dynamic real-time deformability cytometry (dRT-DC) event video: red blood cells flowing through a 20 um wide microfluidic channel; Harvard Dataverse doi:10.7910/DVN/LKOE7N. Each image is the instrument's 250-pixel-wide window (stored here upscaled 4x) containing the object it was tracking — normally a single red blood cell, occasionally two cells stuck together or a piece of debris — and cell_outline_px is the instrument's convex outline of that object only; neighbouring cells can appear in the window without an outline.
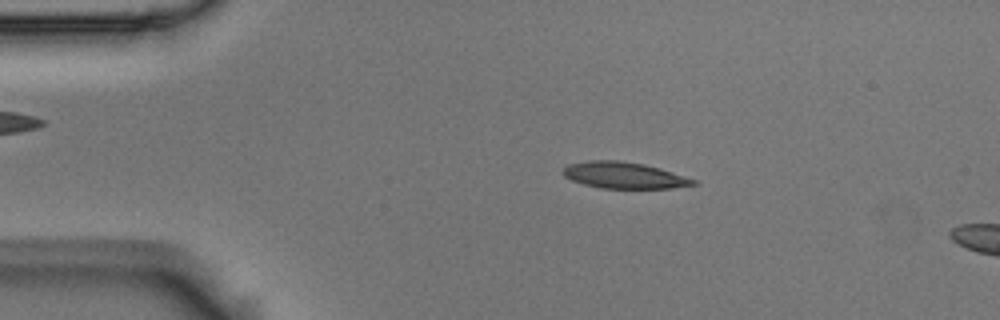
{"species": "Egyptian fruit bat (a non-hibernating species)", "species_latin": "Rousettus aegyptiacus", "temperature_condition": "room temperature", "stored_images_in_passage": 53, "camera_frame_rate_fps": 3000, "um_per_image_px": 0.085, "animal": {"sex": "male"}, "frame": {"image": 1, "passage_image": 8, "time_ms": 2.333, "image_size_px": [1000, 320], "cell_outline_px": [[696, 184], [672, 188], [600, 188], [584, 184], [572, 180], [564, 176], [560, 172], [568, 164], [588, 160], [620, 160], [644, 164], [660, 168], [696, 180]], "centroid_in_image_um": [53.0, 14.89], "position_along_channel_um": 32.0, "area_um2": 20.0}}
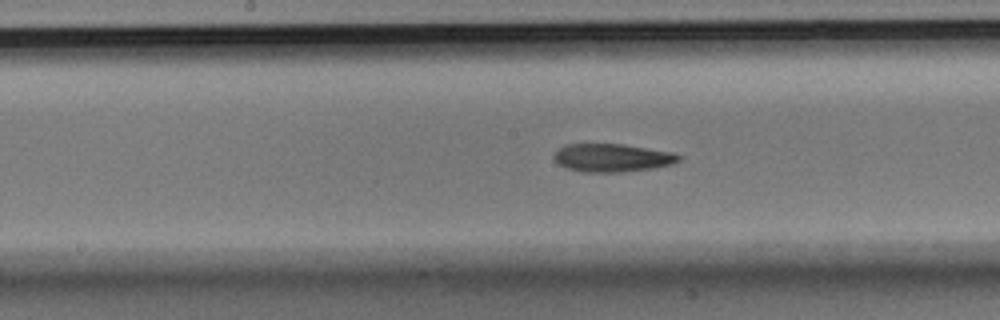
{"frame": {"image": 2, "passage_image": 25, "time_ms": 8.0, "image_size_px": [1000, 320], "cell_outline_px": [[680, 160], [672, 164], [652, 168], [620, 172], [584, 172], [568, 168], [560, 164], [556, 160], [556, 152], [564, 144], [620, 144], [672, 152], [680, 156]], "centroid_in_image_um": [52.05, 13.41], "position_along_channel_um": 196.1, "area_um2": 20.0}}
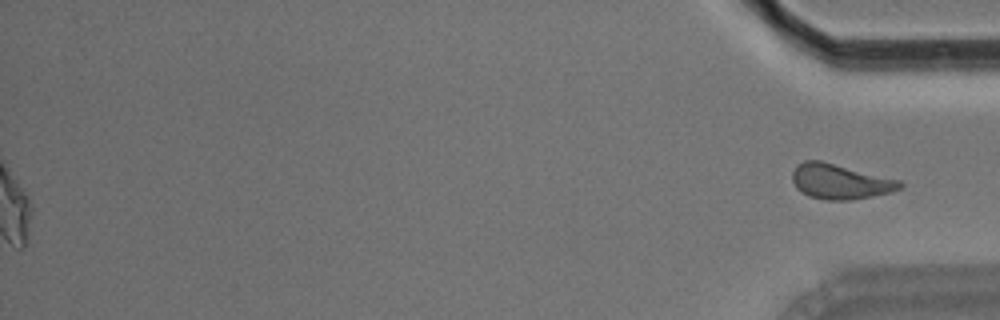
{"frame": {"image": 3, "passage_image": 53, "time_ms": 17.333, "image_size_px": [1000, 320], "cell_outline_px": [[904, 188], [892, 192], [872, 196], [848, 200], [824, 200], [808, 196], [800, 192], [796, 188], [792, 180], [792, 172], [796, 164], [804, 160], [820, 160], [900, 180], [904, 184]], "centroid_in_image_um": [71.39, 15.43], "position_along_channel_um": 363.8, "area_um2": 22.2}}